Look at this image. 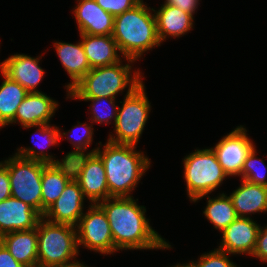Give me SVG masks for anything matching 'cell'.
Masks as SVG:
<instances>
[{
    "label": "cell",
    "instance_id": "14",
    "mask_svg": "<svg viewBox=\"0 0 267 267\" xmlns=\"http://www.w3.org/2000/svg\"><path fill=\"white\" fill-rule=\"evenodd\" d=\"M42 217L28 204L10 196L0 202V237L9 232L34 229Z\"/></svg>",
    "mask_w": 267,
    "mask_h": 267
},
{
    "label": "cell",
    "instance_id": "22",
    "mask_svg": "<svg viewBox=\"0 0 267 267\" xmlns=\"http://www.w3.org/2000/svg\"><path fill=\"white\" fill-rule=\"evenodd\" d=\"M241 180V185L229 195L237 216L249 218L251 214L267 212V187Z\"/></svg>",
    "mask_w": 267,
    "mask_h": 267
},
{
    "label": "cell",
    "instance_id": "6",
    "mask_svg": "<svg viewBox=\"0 0 267 267\" xmlns=\"http://www.w3.org/2000/svg\"><path fill=\"white\" fill-rule=\"evenodd\" d=\"M37 235L39 267H64L78 262L80 250L76 227L42 217L37 225Z\"/></svg>",
    "mask_w": 267,
    "mask_h": 267
},
{
    "label": "cell",
    "instance_id": "33",
    "mask_svg": "<svg viewBox=\"0 0 267 267\" xmlns=\"http://www.w3.org/2000/svg\"><path fill=\"white\" fill-rule=\"evenodd\" d=\"M11 196L10 179L7 167L0 162V202Z\"/></svg>",
    "mask_w": 267,
    "mask_h": 267
},
{
    "label": "cell",
    "instance_id": "12",
    "mask_svg": "<svg viewBox=\"0 0 267 267\" xmlns=\"http://www.w3.org/2000/svg\"><path fill=\"white\" fill-rule=\"evenodd\" d=\"M85 199L78 182L72 178L65 186L60 197L45 211L43 217L53 223L76 227L84 214Z\"/></svg>",
    "mask_w": 267,
    "mask_h": 267
},
{
    "label": "cell",
    "instance_id": "10",
    "mask_svg": "<svg viewBox=\"0 0 267 267\" xmlns=\"http://www.w3.org/2000/svg\"><path fill=\"white\" fill-rule=\"evenodd\" d=\"M87 210L76 226L78 247L104 255L117 252L106 213L98 204H90Z\"/></svg>",
    "mask_w": 267,
    "mask_h": 267
},
{
    "label": "cell",
    "instance_id": "3",
    "mask_svg": "<svg viewBox=\"0 0 267 267\" xmlns=\"http://www.w3.org/2000/svg\"><path fill=\"white\" fill-rule=\"evenodd\" d=\"M136 148V145L116 144L109 141L105 143L102 150L101 147H97L95 152L104 163L111 197H132L131 192L150 167L149 158L144 152L135 150Z\"/></svg>",
    "mask_w": 267,
    "mask_h": 267
},
{
    "label": "cell",
    "instance_id": "24",
    "mask_svg": "<svg viewBox=\"0 0 267 267\" xmlns=\"http://www.w3.org/2000/svg\"><path fill=\"white\" fill-rule=\"evenodd\" d=\"M0 71L4 78L0 85V128H3L14 120L17 108L29 92L6 76L3 69Z\"/></svg>",
    "mask_w": 267,
    "mask_h": 267
},
{
    "label": "cell",
    "instance_id": "27",
    "mask_svg": "<svg viewBox=\"0 0 267 267\" xmlns=\"http://www.w3.org/2000/svg\"><path fill=\"white\" fill-rule=\"evenodd\" d=\"M80 124V125H79ZM93 124L91 123V125L87 124V123H80L78 121V124L73 126V128H71V130L69 131H66V132H63L59 133V136H60V139H62L64 136L66 137V135L68 137H66L65 139L69 140L71 142V144L73 145L74 147V150H72L71 152H68L64 157L66 159H70L76 155H80V154H85V152L88 150V148L90 147V145L92 144V141H93ZM81 129L80 131H78L79 129ZM75 129H78V130H75ZM73 130H75L76 132L78 131L79 133L81 134H77L76 136L75 135H71L70 133L74 132ZM77 132V133H78ZM70 134V136H69ZM75 134V133H73ZM76 138H75V137ZM71 137H74V138H71ZM74 140V141H73Z\"/></svg>",
    "mask_w": 267,
    "mask_h": 267
},
{
    "label": "cell",
    "instance_id": "15",
    "mask_svg": "<svg viewBox=\"0 0 267 267\" xmlns=\"http://www.w3.org/2000/svg\"><path fill=\"white\" fill-rule=\"evenodd\" d=\"M73 10L80 34L111 35L114 30V16L103 10L95 0H77Z\"/></svg>",
    "mask_w": 267,
    "mask_h": 267
},
{
    "label": "cell",
    "instance_id": "4",
    "mask_svg": "<svg viewBox=\"0 0 267 267\" xmlns=\"http://www.w3.org/2000/svg\"><path fill=\"white\" fill-rule=\"evenodd\" d=\"M153 10L141 0L133 8L114 17L112 37L124 58L137 61L143 53L161 45Z\"/></svg>",
    "mask_w": 267,
    "mask_h": 267
},
{
    "label": "cell",
    "instance_id": "26",
    "mask_svg": "<svg viewBox=\"0 0 267 267\" xmlns=\"http://www.w3.org/2000/svg\"><path fill=\"white\" fill-rule=\"evenodd\" d=\"M69 99H78L83 101H91L92 103L89 106L91 108L92 117L89 118L91 123L98 124H109L110 121L114 120L116 122L118 107L115 104L116 99L99 97V98H69ZM102 105V106H101ZM109 106V108H107ZM104 109V110H103ZM109 110V111H108ZM112 119V120H111Z\"/></svg>",
    "mask_w": 267,
    "mask_h": 267
},
{
    "label": "cell",
    "instance_id": "32",
    "mask_svg": "<svg viewBox=\"0 0 267 267\" xmlns=\"http://www.w3.org/2000/svg\"><path fill=\"white\" fill-rule=\"evenodd\" d=\"M252 256L265 263L267 262V226L264 228L260 226Z\"/></svg>",
    "mask_w": 267,
    "mask_h": 267
},
{
    "label": "cell",
    "instance_id": "17",
    "mask_svg": "<svg viewBox=\"0 0 267 267\" xmlns=\"http://www.w3.org/2000/svg\"><path fill=\"white\" fill-rule=\"evenodd\" d=\"M40 58L26 54H14L5 59L1 65L4 74L11 80L20 83L29 93L41 92L38 84L44 77V70L40 67Z\"/></svg>",
    "mask_w": 267,
    "mask_h": 267
},
{
    "label": "cell",
    "instance_id": "9",
    "mask_svg": "<svg viewBox=\"0 0 267 267\" xmlns=\"http://www.w3.org/2000/svg\"><path fill=\"white\" fill-rule=\"evenodd\" d=\"M97 148L92 149L86 154L76 155L69 159L73 178L78 182L84 197L90 204L110 198L104 163L100 156L95 152Z\"/></svg>",
    "mask_w": 267,
    "mask_h": 267
},
{
    "label": "cell",
    "instance_id": "28",
    "mask_svg": "<svg viewBox=\"0 0 267 267\" xmlns=\"http://www.w3.org/2000/svg\"><path fill=\"white\" fill-rule=\"evenodd\" d=\"M256 146L248 154L241 170V179L257 185L267 187V165L257 157ZM263 167V170L260 169ZM262 170V171H261ZM266 170V171H265Z\"/></svg>",
    "mask_w": 267,
    "mask_h": 267
},
{
    "label": "cell",
    "instance_id": "2",
    "mask_svg": "<svg viewBox=\"0 0 267 267\" xmlns=\"http://www.w3.org/2000/svg\"><path fill=\"white\" fill-rule=\"evenodd\" d=\"M12 157L1 161L8 169L11 196L28 204L42 215V170L47 164H57L67 160L54 159L44 150L34 146L17 149Z\"/></svg>",
    "mask_w": 267,
    "mask_h": 267
},
{
    "label": "cell",
    "instance_id": "21",
    "mask_svg": "<svg viewBox=\"0 0 267 267\" xmlns=\"http://www.w3.org/2000/svg\"><path fill=\"white\" fill-rule=\"evenodd\" d=\"M73 178L70 161L57 164H47L42 170V216L60 197L68 182Z\"/></svg>",
    "mask_w": 267,
    "mask_h": 267
},
{
    "label": "cell",
    "instance_id": "8",
    "mask_svg": "<svg viewBox=\"0 0 267 267\" xmlns=\"http://www.w3.org/2000/svg\"><path fill=\"white\" fill-rule=\"evenodd\" d=\"M187 197L211 194L228 177L211 148L196 149L183 159Z\"/></svg>",
    "mask_w": 267,
    "mask_h": 267
},
{
    "label": "cell",
    "instance_id": "34",
    "mask_svg": "<svg viewBox=\"0 0 267 267\" xmlns=\"http://www.w3.org/2000/svg\"><path fill=\"white\" fill-rule=\"evenodd\" d=\"M169 5H173L180 10L194 15L195 10L198 8L199 0H165Z\"/></svg>",
    "mask_w": 267,
    "mask_h": 267
},
{
    "label": "cell",
    "instance_id": "31",
    "mask_svg": "<svg viewBox=\"0 0 267 267\" xmlns=\"http://www.w3.org/2000/svg\"><path fill=\"white\" fill-rule=\"evenodd\" d=\"M106 12L114 17L136 6L141 0H95Z\"/></svg>",
    "mask_w": 267,
    "mask_h": 267
},
{
    "label": "cell",
    "instance_id": "1",
    "mask_svg": "<svg viewBox=\"0 0 267 267\" xmlns=\"http://www.w3.org/2000/svg\"><path fill=\"white\" fill-rule=\"evenodd\" d=\"M108 218L114 247L119 250L170 249L146 219V208L134 197H110L98 203Z\"/></svg>",
    "mask_w": 267,
    "mask_h": 267
},
{
    "label": "cell",
    "instance_id": "25",
    "mask_svg": "<svg viewBox=\"0 0 267 267\" xmlns=\"http://www.w3.org/2000/svg\"><path fill=\"white\" fill-rule=\"evenodd\" d=\"M207 196V205L203 214L208 222L210 221L214 228L222 232L234 220L238 218L232 200L225 193H221L216 198H209L208 194L197 197L193 202H197Z\"/></svg>",
    "mask_w": 267,
    "mask_h": 267
},
{
    "label": "cell",
    "instance_id": "36",
    "mask_svg": "<svg viewBox=\"0 0 267 267\" xmlns=\"http://www.w3.org/2000/svg\"><path fill=\"white\" fill-rule=\"evenodd\" d=\"M171 267H197V264L195 263V261L193 260V261H189V263H184V264H180V263H178V264H176V265H172Z\"/></svg>",
    "mask_w": 267,
    "mask_h": 267
},
{
    "label": "cell",
    "instance_id": "30",
    "mask_svg": "<svg viewBox=\"0 0 267 267\" xmlns=\"http://www.w3.org/2000/svg\"><path fill=\"white\" fill-rule=\"evenodd\" d=\"M31 127H33V128L37 127V129H36L37 132H35V133L36 134L38 133L39 138L42 137L43 143H45V144H43V146L40 144V147L42 149L56 145V144H58V141H60V136H59L60 130L55 125L51 126L50 124H40V125H36V126H26L23 128L25 129V128H31ZM32 141H33V143L35 142L34 140H32ZM34 144L37 145V147L39 146V143L37 144L35 142Z\"/></svg>",
    "mask_w": 267,
    "mask_h": 267
},
{
    "label": "cell",
    "instance_id": "29",
    "mask_svg": "<svg viewBox=\"0 0 267 267\" xmlns=\"http://www.w3.org/2000/svg\"><path fill=\"white\" fill-rule=\"evenodd\" d=\"M228 255L231 254L215 248L209 253L202 254L195 263L197 267H238L229 259Z\"/></svg>",
    "mask_w": 267,
    "mask_h": 267
},
{
    "label": "cell",
    "instance_id": "37",
    "mask_svg": "<svg viewBox=\"0 0 267 267\" xmlns=\"http://www.w3.org/2000/svg\"><path fill=\"white\" fill-rule=\"evenodd\" d=\"M64 267H88L87 265L85 266L84 263H80V261H78L75 264L69 265V266H64Z\"/></svg>",
    "mask_w": 267,
    "mask_h": 267
},
{
    "label": "cell",
    "instance_id": "13",
    "mask_svg": "<svg viewBox=\"0 0 267 267\" xmlns=\"http://www.w3.org/2000/svg\"><path fill=\"white\" fill-rule=\"evenodd\" d=\"M260 225L251 217H238L222 231V241L217 249L228 254L252 256Z\"/></svg>",
    "mask_w": 267,
    "mask_h": 267
},
{
    "label": "cell",
    "instance_id": "5",
    "mask_svg": "<svg viewBox=\"0 0 267 267\" xmlns=\"http://www.w3.org/2000/svg\"><path fill=\"white\" fill-rule=\"evenodd\" d=\"M125 59L129 64L123 65L120 61L110 66L92 68L68 91L66 98L106 97L116 99L117 94L124 92L126 88L136 89L143 83L142 73L134 70L132 75L133 66L131 65L135 61L129 58Z\"/></svg>",
    "mask_w": 267,
    "mask_h": 267
},
{
    "label": "cell",
    "instance_id": "35",
    "mask_svg": "<svg viewBox=\"0 0 267 267\" xmlns=\"http://www.w3.org/2000/svg\"><path fill=\"white\" fill-rule=\"evenodd\" d=\"M0 267H25L17 262L0 242Z\"/></svg>",
    "mask_w": 267,
    "mask_h": 267
},
{
    "label": "cell",
    "instance_id": "23",
    "mask_svg": "<svg viewBox=\"0 0 267 267\" xmlns=\"http://www.w3.org/2000/svg\"><path fill=\"white\" fill-rule=\"evenodd\" d=\"M54 46L62 66L72 80L65 85L68 92L91 70V68L81 41L76 44L56 41Z\"/></svg>",
    "mask_w": 267,
    "mask_h": 267
},
{
    "label": "cell",
    "instance_id": "20",
    "mask_svg": "<svg viewBox=\"0 0 267 267\" xmlns=\"http://www.w3.org/2000/svg\"><path fill=\"white\" fill-rule=\"evenodd\" d=\"M81 43L90 68L110 66L121 60V52L111 35L80 34Z\"/></svg>",
    "mask_w": 267,
    "mask_h": 267
},
{
    "label": "cell",
    "instance_id": "11",
    "mask_svg": "<svg viewBox=\"0 0 267 267\" xmlns=\"http://www.w3.org/2000/svg\"><path fill=\"white\" fill-rule=\"evenodd\" d=\"M244 126H237L229 134L211 147L224 172L229 176H241V170L248 154L255 147L247 136Z\"/></svg>",
    "mask_w": 267,
    "mask_h": 267
},
{
    "label": "cell",
    "instance_id": "18",
    "mask_svg": "<svg viewBox=\"0 0 267 267\" xmlns=\"http://www.w3.org/2000/svg\"><path fill=\"white\" fill-rule=\"evenodd\" d=\"M0 242L10 252L11 256L23 266H38L37 227L6 233L0 237Z\"/></svg>",
    "mask_w": 267,
    "mask_h": 267
},
{
    "label": "cell",
    "instance_id": "19",
    "mask_svg": "<svg viewBox=\"0 0 267 267\" xmlns=\"http://www.w3.org/2000/svg\"><path fill=\"white\" fill-rule=\"evenodd\" d=\"M157 33L160 42L166 40L167 37H182L193 28L194 17L192 14L180 10L179 8L164 4L157 10H153Z\"/></svg>",
    "mask_w": 267,
    "mask_h": 267
},
{
    "label": "cell",
    "instance_id": "16",
    "mask_svg": "<svg viewBox=\"0 0 267 267\" xmlns=\"http://www.w3.org/2000/svg\"><path fill=\"white\" fill-rule=\"evenodd\" d=\"M57 108L58 103L45 93H28L17 108L15 118L10 124L18 122L23 127L50 124Z\"/></svg>",
    "mask_w": 267,
    "mask_h": 267
},
{
    "label": "cell",
    "instance_id": "7",
    "mask_svg": "<svg viewBox=\"0 0 267 267\" xmlns=\"http://www.w3.org/2000/svg\"><path fill=\"white\" fill-rule=\"evenodd\" d=\"M145 89L142 83L136 89L127 90L123 102L120 101L122 106L118 107L116 122L113 124L115 134H109L107 141L116 144H138L151 112V103Z\"/></svg>",
    "mask_w": 267,
    "mask_h": 267
}]
</instances>
